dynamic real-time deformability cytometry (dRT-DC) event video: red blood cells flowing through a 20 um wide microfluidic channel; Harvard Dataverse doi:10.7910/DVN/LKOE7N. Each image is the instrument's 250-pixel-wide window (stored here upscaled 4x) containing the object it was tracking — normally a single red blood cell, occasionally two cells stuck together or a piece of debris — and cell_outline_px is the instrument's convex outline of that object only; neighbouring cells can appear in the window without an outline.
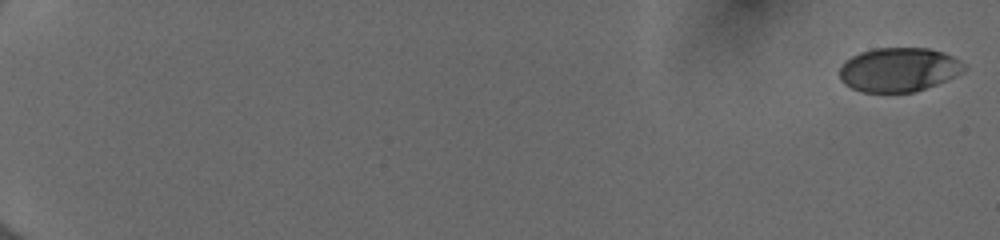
{"species": "human", "species_latin": "Homo sapiens", "temperature_condition": "cold", "stored_images_in_passage": 54, "camera_frame_rate_fps": 3000, "um_per_image_px": 0.085, "donor": {"sex": "female"}, "frame": {"image": 1, "passage_image": 1, "time_ms": 0.0, "image_size_px": [1000, 240], "cell_outline_px": [[968, 68], [964, 72], [956, 76], [936, 84], [912, 92], [860, 92], [844, 84], [840, 80], [840, 68], [844, 60], [860, 52], [872, 48], [928, 48], [944, 52], [960, 60]], "centroid_in_image_um": [76.39, 5.91], "position_along_channel_um": 8.6, "area_um2": 32.19}}
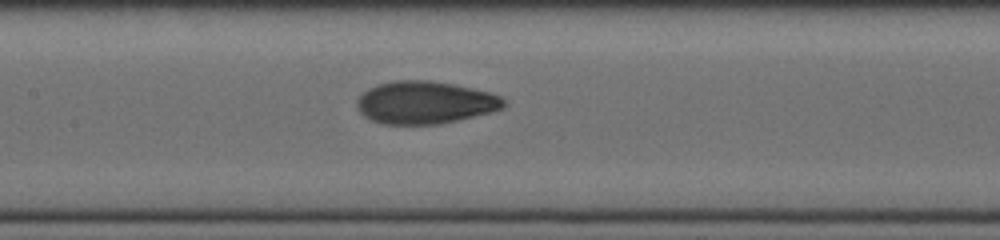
{"frame": {"image": 2, "passage_image": 30, "time_ms": 9.667, "image_size_px": [1000, 240], "cell_outline_px": [[504, 108], [440, 124], [384, 124], [372, 120], [364, 116], [360, 112], [356, 104], [356, 100], [368, 88], [376, 84], [392, 80], [428, 80], [452, 84], [488, 92], [500, 96], [504, 100]], "centroid_in_image_um": [36.07, 8.7], "position_along_channel_um": 171.3, "area_um2": 36.13}}
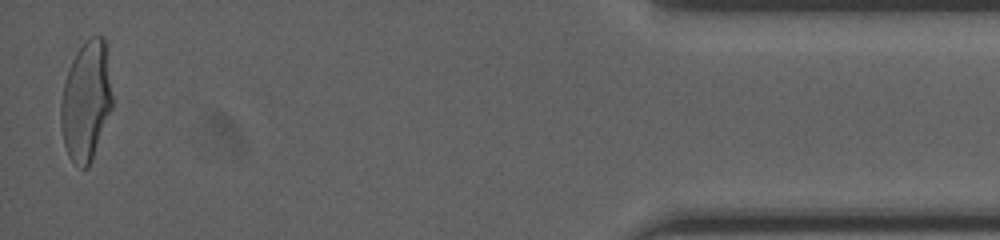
{"frame": {"image": 3, "passage_image": 54, "time_ms": 17.667, "image_size_px": [1000, 240], "cell_outline_px": [[112, 108], [88, 168], [80, 168], [68, 156], [64, 144], [60, 120], [60, 104], [64, 84], [72, 60], [76, 52], [92, 36], [104, 36], [112, 96]], "centroid_in_image_um": [7.31, 8.62], "position_along_channel_um": 427.9, "area_um2": 35.32}, "authors_computed_cell_mechanics": {"area_um2": 34.8245, "velocity_mm_per_s": 4.0098, "shape_relaxation_time_tau1_ms": 3.7583, "shape_relaxation_time_tau2_ms": 1.1487, "deformation_change_tau1": 0.1816, "deformation_change_tau2": 0.0599}}